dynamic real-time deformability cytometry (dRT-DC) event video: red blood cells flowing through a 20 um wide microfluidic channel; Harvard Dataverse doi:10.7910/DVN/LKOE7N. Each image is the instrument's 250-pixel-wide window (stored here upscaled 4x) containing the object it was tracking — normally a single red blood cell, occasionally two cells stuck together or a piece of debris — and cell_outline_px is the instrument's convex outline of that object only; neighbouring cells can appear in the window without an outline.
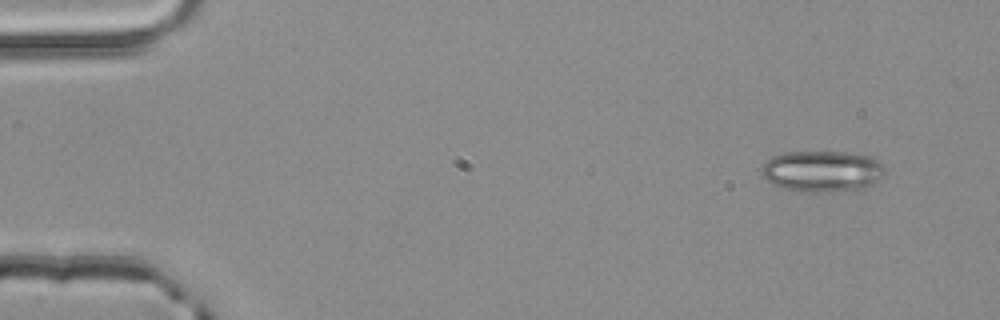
{"species": "common noctule bat (a hibernating species)", "species_latin": "Nyctalus noctula", "temperature_condition": "room temperature", "stored_images_in_passage": 3, "camera_frame_rate_fps": 3000, "um_per_image_px": 0.085, "animal": {"sex": "male", "body_mass_g": 20.4}, "frame": {"image": 1, "passage_image": 1, "time_ms": 0.0, "image_size_px": [1000, 320], "cell_outline_px": [[884, 176], [876, 184], [864, 188], [812, 192], [804, 192], [784, 188], [772, 184], [760, 172], [760, 168], [772, 156], [788, 152], [848, 152], [872, 156], [880, 160], [884, 164]], "centroid_in_image_um": [69.94, 14.54], "position_along_channel_um": 15.1, "area_um2": 29.77}}